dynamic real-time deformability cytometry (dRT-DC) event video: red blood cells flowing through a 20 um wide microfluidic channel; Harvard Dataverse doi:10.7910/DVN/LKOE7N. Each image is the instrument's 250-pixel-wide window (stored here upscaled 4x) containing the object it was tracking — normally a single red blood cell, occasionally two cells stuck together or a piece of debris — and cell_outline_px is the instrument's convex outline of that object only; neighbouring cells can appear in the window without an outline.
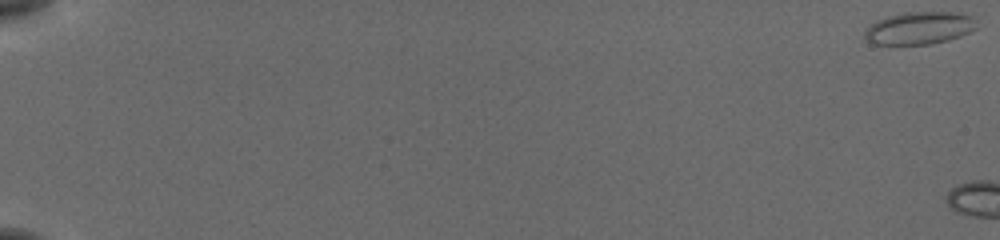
{"species": "common noctule bat (a hibernating species)", "species_latin": "Nyctalus noctula", "temperature_condition": "cold", "stored_images_in_passage": 5, "camera_frame_rate_fps": 3000, "um_per_image_px": 0.085, "animal": {"sex": "female", "body_mass_g": 19.5, "forearm_length_mm": 54.1}, "frame": {"image": 1, "passage_image": 1, "time_ms": 0.0, "image_size_px": [1000, 240], "cell_outline_px": [[980, 28], [960, 36], [948, 40], [928, 44], [872, 44], [864, 40], [864, 28], [876, 20], [888, 16], [904, 12], [952, 12], [972, 16], [976, 20]], "centroid_in_image_um": [78.13, 2.38], "position_along_channel_um": 6.9, "area_um2": 21.56}}